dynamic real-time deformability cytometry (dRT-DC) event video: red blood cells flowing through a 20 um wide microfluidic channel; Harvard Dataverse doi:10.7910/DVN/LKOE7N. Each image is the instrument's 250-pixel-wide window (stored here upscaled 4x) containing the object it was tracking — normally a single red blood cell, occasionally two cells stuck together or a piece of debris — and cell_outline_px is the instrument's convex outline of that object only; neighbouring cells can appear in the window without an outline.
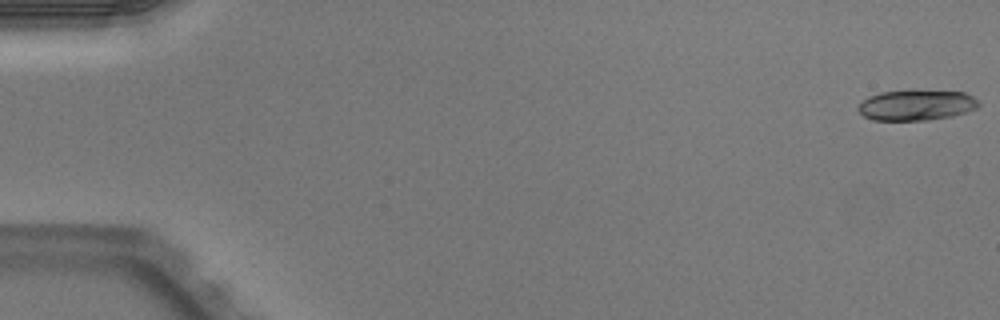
{"species": "Egyptian fruit bat (a non-hibernating species)", "species_latin": "Rousettus aegyptiacus", "temperature_condition": "warm", "stored_images_in_passage": 51, "camera_frame_rate_fps": 3000, "um_per_image_px": 0.085, "animal": {"sex": "male"}, "frame": {"image": 1, "passage_image": 1, "time_ms": 0.0, "image_size_px": [1000, 320], "cell_outline_px": [[980, 104], [976, 108], [952, 116], [928, 120], [872, 120], [864, 116], [856, 108], [868, 96], [880, 92], [912, 88], [964, 92], [972, 96]], "centroid_in_image_um": [77.87, 8.89], "position_along_channel_um": 7.1, "area_um2": 21.96}}
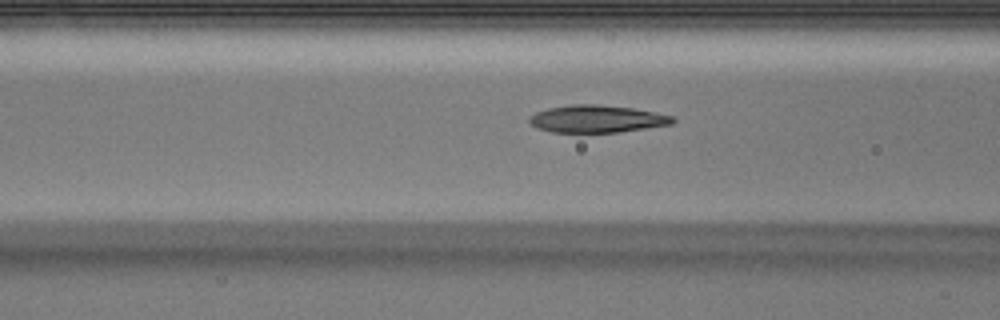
{"frame": {"image": 2, "passage_image": 21, "time_ms": 6.667, "image_size_px": [1000, 320], "cell_outline_px": [[676, 120], [672, 124], [620, 132], [552, 132], [536, 128], [528, 120], [528, 116], [536, 112], [548, 108], [568, 104], [596, 104], [632, 108], [672, 116]], "centroid_in_image_um": [50.69, 10.1], "position_along_channel_um": 115.9, "area_um2": 22.83}}
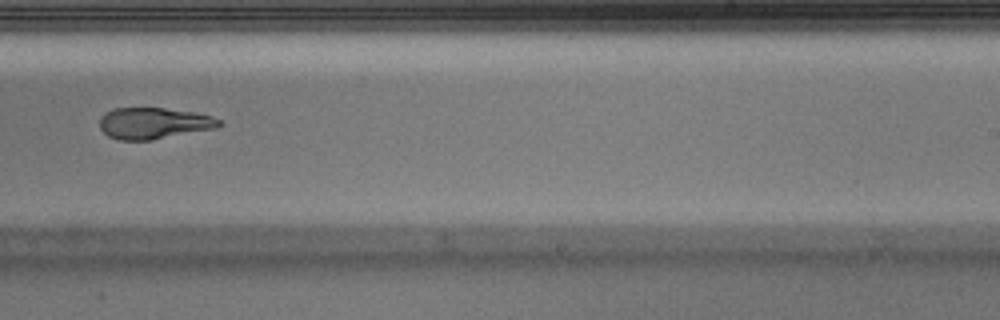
{"frame": {"image": 3, "passage_image": 33, "time_ms": 10.667, "image_size_px": [1000, 320], "cell_outline_px": [[220, 124], [216, 128], [152, 140], [120, 140], [108, 136], [100, 128], [100, 120], [112, 108], [164, 108], [192, 112], [212, 116], [220, 120]], "centroid_in_image_um": [13.07, 10.48], "position_along_channel_um": 275.9, "area_um2": 21.56}, "authors_computed_cell_mechanics": {"area_um2": 22.7154, "velocity_mm_per_s": 4.0013, "shape_relaxation_time_tau1_ms": 3.6003, "shape_relaxation_time_tau2_ms": 2.2032, "deformation_change_tau1": 0.1911, "deformation_change_tau2": 0.1064}}